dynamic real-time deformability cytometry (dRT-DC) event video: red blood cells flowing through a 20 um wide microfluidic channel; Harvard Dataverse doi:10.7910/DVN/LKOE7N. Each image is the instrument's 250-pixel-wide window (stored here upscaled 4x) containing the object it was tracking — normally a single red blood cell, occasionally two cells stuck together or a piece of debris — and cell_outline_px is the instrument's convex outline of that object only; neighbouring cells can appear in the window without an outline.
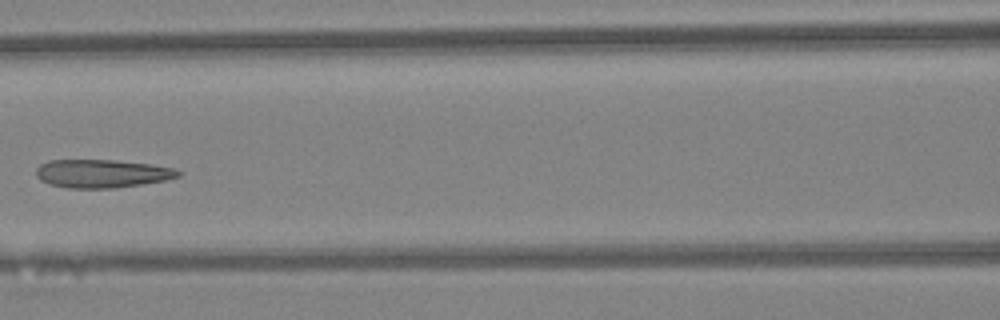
{"species": "Egyptian fruit bat (a non-hibernating species)", "species_latin": "Rousettus aegyptiacus", "temperature_condition": "warm", "stored_images_in_passage": 5, "camera_frame_rate_fps": 3000, "um_per_image_px": 0.085, "animal": {"sex": "female"}, "frame": {"image": 1, "passage_image": 5, "time_ms": 1.333, "image_size_px": [1000, 320], "cell_outline_px": [[180, 176], [164, 180], [116, 188], [68, 188], [52, 184], [40, 180], [36, 176], [36, 168], [40, 164], [48, 160], [116, 160], [152, 164], [176, 168], [180, 172]], "centroid_in_image_um": [8.66, 14.74], "position_along_channel_um": 157.9, "area_um2": 23.41}}